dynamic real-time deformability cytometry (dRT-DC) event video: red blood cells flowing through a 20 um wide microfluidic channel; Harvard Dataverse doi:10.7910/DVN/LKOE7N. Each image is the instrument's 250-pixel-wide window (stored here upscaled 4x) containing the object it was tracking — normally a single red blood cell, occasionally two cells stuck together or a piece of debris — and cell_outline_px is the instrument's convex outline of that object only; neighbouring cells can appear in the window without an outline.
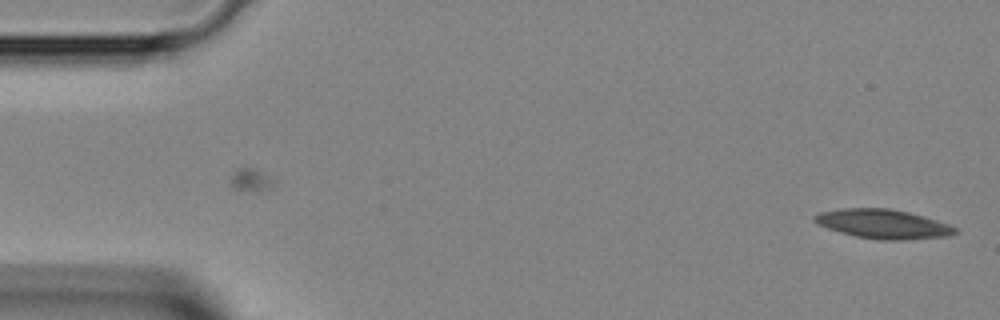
{"species": "Egyptian fruit bat (a non-hibernating species)", "species_latin": "Rousettus aegyptiacus", "temperature_condition": "room temperature", "stored_images_in_passage": 10, "camera_frame_rate_fps": 3000, "um_per_image_px": 0.085, "animal": {"sex": "female"}, "frame": {"image": 1, "passage_image": 10, "time_ms": 3.0, "image_size_px": [1000, 320], "cell_outline_px": [[960, 232], [952, 236], [900, 240], [880, 240], [856, 236], [840, 232], [816, 224], [812, 220], [812, 216], [820, 212], [840, 208], [888, 208], [908, 212], [936, 220], [948, 224], [956, 228]], "centroid_in_image_um": [75.05, 19.04], "position_along_channel_um": 9.9, "area_um2": 24.04}}